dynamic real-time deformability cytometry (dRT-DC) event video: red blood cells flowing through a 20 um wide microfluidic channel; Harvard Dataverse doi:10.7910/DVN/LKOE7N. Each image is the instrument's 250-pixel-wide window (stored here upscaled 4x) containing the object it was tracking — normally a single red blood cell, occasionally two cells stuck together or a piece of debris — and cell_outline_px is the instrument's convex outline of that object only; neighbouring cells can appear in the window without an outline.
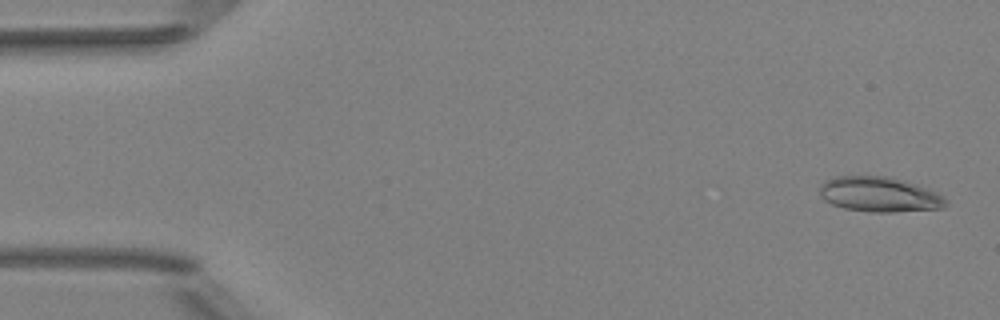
{"species": "Egyptian fruit bat (a non-hibernating species)", "species_latin": "Rousettus aegyptiacus", "temperature_condition": "room temperature", "stored_images_in_passage": 48, "camera_frame_rate_fps": 3000, "um_per_image_px": 0.085, "animal": {"sex": "female"}, "frame": {"image": 1, "passage_image": 1, "time_ms": 0.0, "image_size_px": [1000, 320], "cell_outline_px": [[948, 204], [944, 208], [896, 212], [872, 212], [844, 208], [832, 204], [824, 200], [820, 196], [820, 184], [832, 176], [888, 176], [924, 188], [944, 196], [948, 200]], "centroid_in_image_um": [74.72, 16.54], "position_along_channel_um": 10.3, "area_um2": 25.66}}
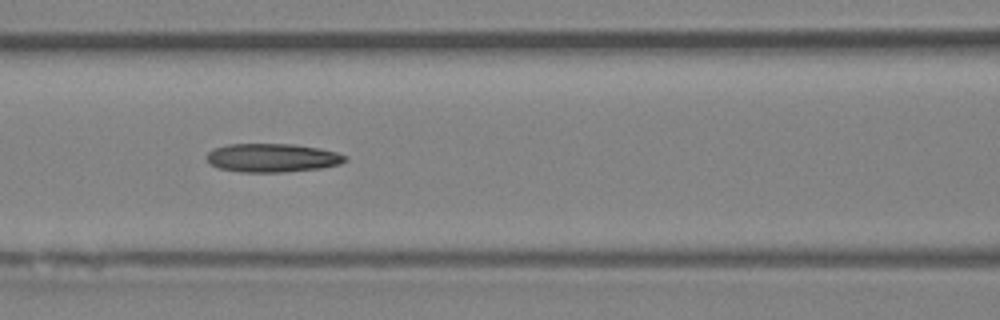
{"frame": {"image": 2, "passage_image": 21, "time_ms": 6.667, "image_size_px": [1000, 320], "cell_outline_px": [[348, 160], [340, 164], [320, 168], [284, 172], [240, 172], [216, 168], [204, 156], [208, 152], [216, 148], [228, 144], [292, 144], [316, 148], [336, 152], [348, 156]], "centroid_in_image_um": [23.13, 13.42], "position_along_channel_um": 143.5, "area_um2": 23.06}}
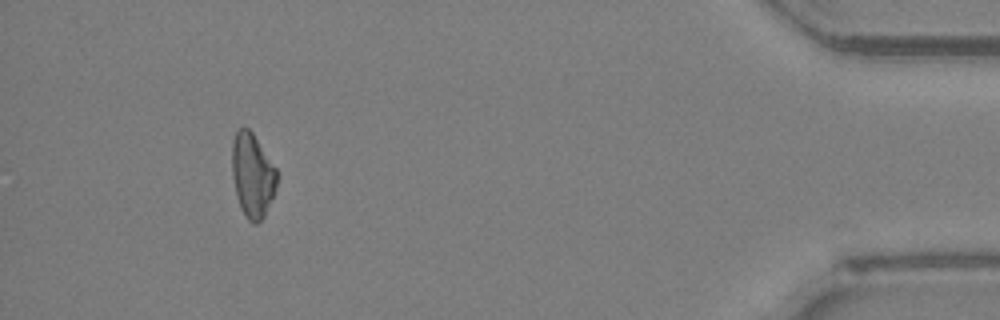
{"frame": {"image": 3, "passage_image": 46, "time_ms": 15.0, "image_size_px": [1000, 320], "cell_outline_px": [[280, 176], [276, 188], [264, 216], [256, 224], [252, 224], [244, 216], [240, 208], [232, 176], [232, 140], [236, 132], [240, 128], [248, 128], [252, 132], [276, 168]], "centroid_in_image_um": [21.47, 14.91], "position_along_channel_um": 413.7, "area_um2": 22.08}}